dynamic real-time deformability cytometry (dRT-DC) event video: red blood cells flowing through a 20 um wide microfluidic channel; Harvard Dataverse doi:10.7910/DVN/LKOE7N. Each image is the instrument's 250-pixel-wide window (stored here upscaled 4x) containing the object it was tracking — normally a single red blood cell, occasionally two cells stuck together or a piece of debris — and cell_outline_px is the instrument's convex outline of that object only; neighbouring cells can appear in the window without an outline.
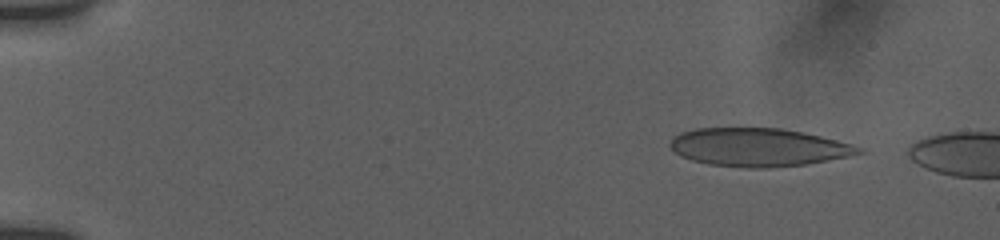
{"species": "human", "species_latin": "Homo sapiens", "temperature_condition": "room temperature", "stored_images_in_passage": 18, "camera_frame_rate_fps": 3000, "um_per_image_px": 0.085, "donor": {"sex": "female"}, "frame": {"image": 1, "passage_image": 4, "time_ms": 1.333, "image_size_px": [1000, 240], "cell_outline_px": [[864, 152], [848, 156], [804, 164], [768, 168], [748, 168], [708, 164], [692, 160], [676, 152], [672, 148], [672, 140], [680, 132], [696, 128], [780, 128], [820, 136], [848, 144], [860, 148]], "centroid_in_image_um": [64.43, 12.52], "position_along_channel_um": 20.6, "area_um2": 41.15}}
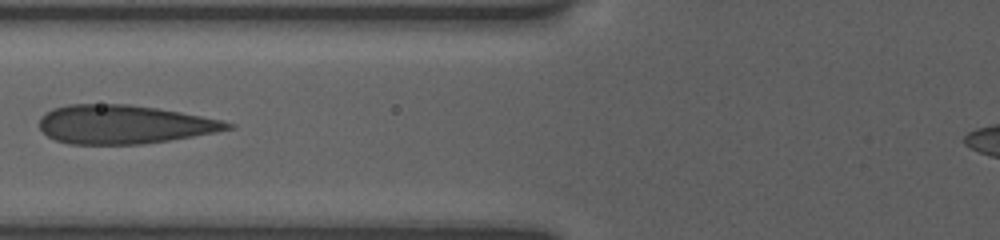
{"frame": {"image": 2, "passage_image": 14, "time_ms": 7.0, "image_size_px": [1000, 240], "cell_outline_px": [[236, 124], [232, 128], [192, 136], [168, 140], [140, 144], [68, 144], [56, 140], [48, 136], [40, 128], [40, 116], [52, 108], [68, 104], [128, 104], [156, 108], [180, 112], [220, 120]], "centroid_in_image_um": [10.47, 10.57], "position_along_channel_um": 115.3, "area_um2": 42.08}}
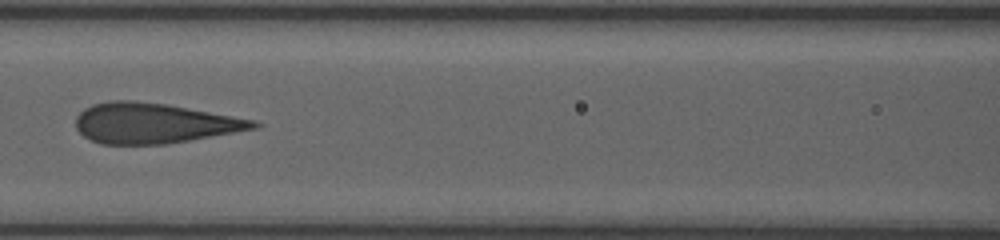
{"frame": {"image": 3, "passage_image": 16, "time_ms": 8.0, "image_size_px": [1000, 240], "cell_outline_px": [[264, 124], [260, 128], [168, 144], [100, 144], [84, 136], [76, 128], [76, 116], [84, 108], [92, 104], [108, 100], [136, 100], [168, 104], [256, 120]], "centroid_in_image_um": [13.12, 10.46], "position_along_channel_um": 153.5, "area_um2": 42.14}}